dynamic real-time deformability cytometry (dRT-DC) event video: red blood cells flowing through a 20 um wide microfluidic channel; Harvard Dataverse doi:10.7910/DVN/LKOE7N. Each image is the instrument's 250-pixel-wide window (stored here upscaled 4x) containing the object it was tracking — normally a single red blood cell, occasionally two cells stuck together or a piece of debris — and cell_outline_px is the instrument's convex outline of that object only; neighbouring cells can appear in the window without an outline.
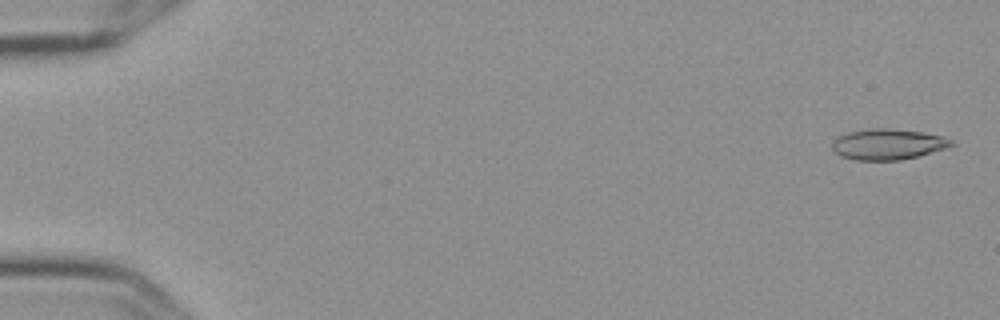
{"species": "Egyptian fruit bat (a non-hibernating species)", "species_latin": "Rousettus aegyptiacus", "temperature_condition": "cold", "stored_images_in_passage": 9, "camera_frame_rate_fps": 3000, "um_per_image_px": 0.085, "frame": {"image": 1, "passage_image": 1, "time_ms": 0.0, "image_size_px": [1000, 320], "cell_outline_px": [[956, 144], [948, 148], [900, 160], [856, 160], [840, 156], [832, 148], [832, 140], [848, 132], [868, 128], [888, 128], [924, 132], [940, 136], [952, 140]], "centroid_in_image_um": [75.47, 12.25], "position_along_channel_um": 9.5, "area_um2": 21.39}}
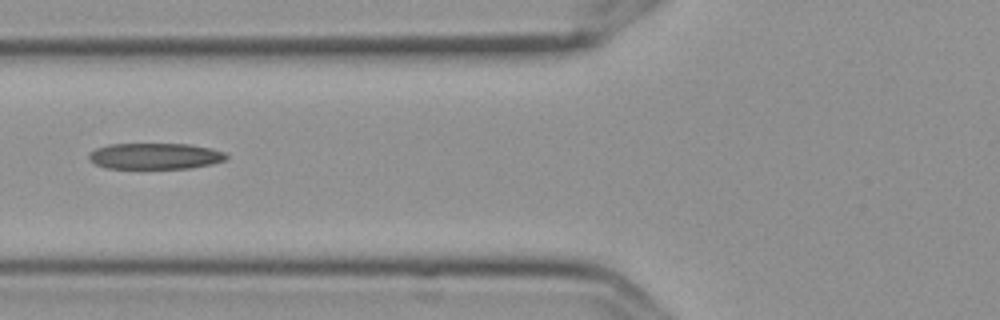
{"frame": {"image": 2, "passage_image": 7, "time_ms": 2.0, "image_size_px": [1000, 320], "cell_outline_px": [[228, 160], [212, 164], [188, 168], [104, 168], [88, 160], [88, 152], [96, 148], [108, 144], [188, 144], [212, 148], [224, 152], [228, 156]], "centroid_in_image_um": [13.17, 13.26], "position_along_channel_um": 112.6, "area_um2": 21.1}}
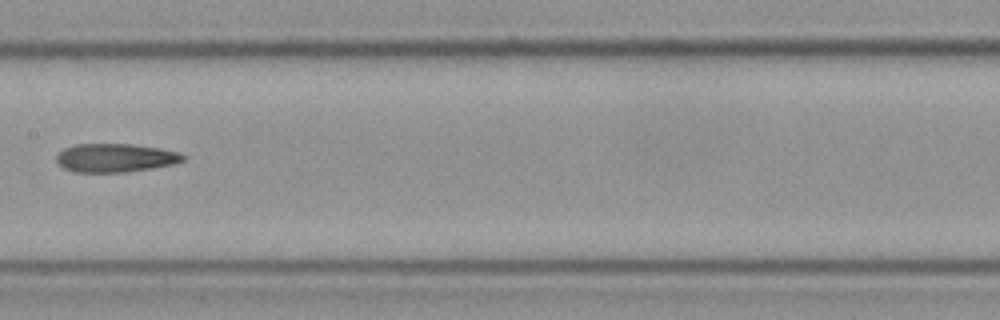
{"frame": {"image": 3, "passage_image": 9, "time_ms": 2.667, "image_size_px": [1000, 320], "cell_outline_px": [[188, 156], [184, 160], [176, 164], [152, 168], [124, 172], [76, 172], [64, 168], [56, 160], [56, 156], [64, 148], [76, 144], [132, 144], [160, 148], [180, 152]], "centroid_in_image_um": [9.86, 13.41], "position_along_channel_um": 197.5, "area_um2": 21.15}}